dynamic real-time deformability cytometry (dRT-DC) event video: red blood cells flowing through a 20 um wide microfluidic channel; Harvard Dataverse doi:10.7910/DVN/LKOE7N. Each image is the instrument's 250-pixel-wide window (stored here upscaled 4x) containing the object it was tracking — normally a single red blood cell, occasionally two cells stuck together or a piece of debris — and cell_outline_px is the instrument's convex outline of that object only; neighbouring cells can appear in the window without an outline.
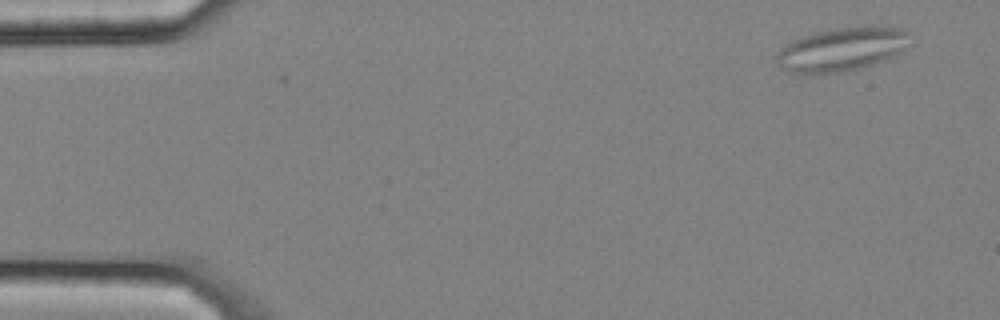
{"species": "common noctule bat (a hibernating species)", "species_latin": "Nyctalus noctula", "temperature_condition": "cold", "stored_images_in_passage": 4, "camera_frame_rate_fps": 3000, "um_per_image_px": 0.085, "animal": {"sex": "male", "body_mass_g": 20.4}, "frame": {"image": 1, "passage_image": 1, "time_ms": 0.0, "image_size_px": [1000, 320], "cell_outline_px": [[908, 32], [900, 52], [884, 60], [860, 68], [840, 72], [788, 72], [780, 68], [776, 64], [776, 52], [784, 44], [800, 36], [816, 32], [836, 28], [872, 24], [880, 24], [904, 28]], "centroid_in_image_um": [71.5, 4.14], "position_along_channel_um": 13.5, "area_um2": 33.93}}